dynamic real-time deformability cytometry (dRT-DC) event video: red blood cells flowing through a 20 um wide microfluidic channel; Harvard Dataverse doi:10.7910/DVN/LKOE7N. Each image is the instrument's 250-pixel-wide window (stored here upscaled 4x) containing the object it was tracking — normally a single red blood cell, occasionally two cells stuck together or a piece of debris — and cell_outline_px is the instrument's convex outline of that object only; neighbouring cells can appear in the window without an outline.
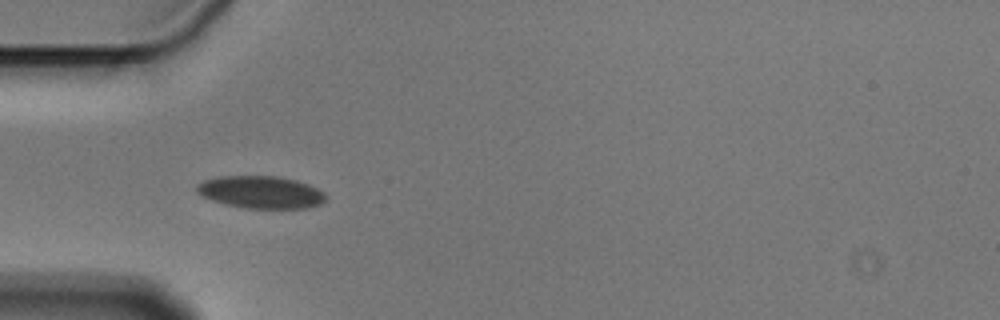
{"species": "Egyptian fruit bat (a non-hibernating species)", "species_latin": "Rousettus aegyptiacus", "temperature_condition": "cold", "stored_images_in_passage": 6, "camera_frame_rate_fps": 3000, "um_per_image_px": 0.085, "animal": {"sex": "male"}, "frame": {"image": 1, "passage_image": 3, "time_ms": 0.667, "image_size_px": [1000, 320], "cell_outline_px": [[328, 196], [320, 204], [308, 208], [244, 208], [224, 204], [212, 200], [196, 192], [196, 184], [204, 180], [216, 176], [280, 176], [296, 180], [308, 184], [324, 192]], "centroid_in_image_um": [22.16, 16.33], "position_along_channel_um": 62.8, "area_um2": 24.51}}
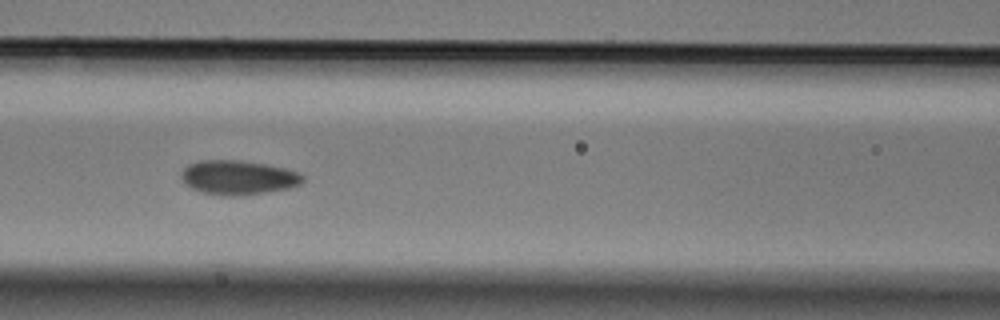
{"frame": {"image": 2, "passage_image": 5, "time_ms": 1.333, "image_size_px": [1000, 320], "cell_outline_px": [[304, 180], [300, 184], [288, 188], [240, 196], [224, 196], [200, 192], [184, 184], [180, 180], [180, 172], [188, 164], [196, 160], [240, 160], [264, 164], [284, 168], [300, 172], [304, 176]], "centroid_in_image_um": [20.19, 15.08], "position_along_channel_um": 146.4, "area_um2": 24.57}}
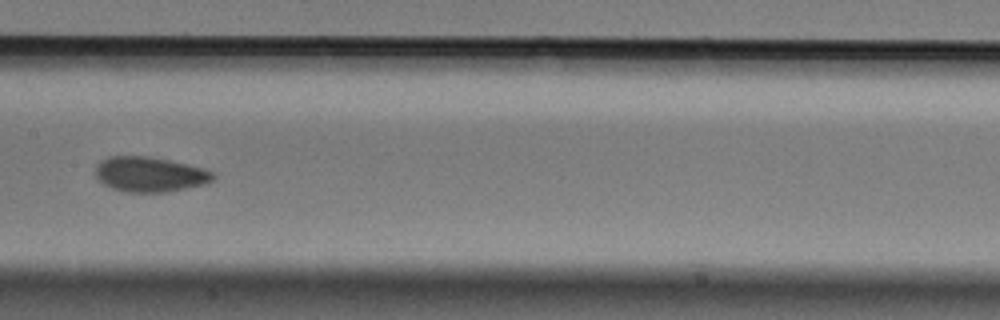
{"frame": {"image": 3, "passage_image": 6, "time_ms": 1.667, "image_size_px": [1000, 320], "cell_outline_px": [[216, 176], [208, 184], [168, 192], [128, 192], [112, 188], [96, 180], [96, 164], [100, 160], [108, 156], [148, 156], [188, 164], [204, 168], [216, 172]], "centroid_in_image_um": [12.76, 14.82], "position_along_channel_um": 194.6, "area_um2": 24.39}}